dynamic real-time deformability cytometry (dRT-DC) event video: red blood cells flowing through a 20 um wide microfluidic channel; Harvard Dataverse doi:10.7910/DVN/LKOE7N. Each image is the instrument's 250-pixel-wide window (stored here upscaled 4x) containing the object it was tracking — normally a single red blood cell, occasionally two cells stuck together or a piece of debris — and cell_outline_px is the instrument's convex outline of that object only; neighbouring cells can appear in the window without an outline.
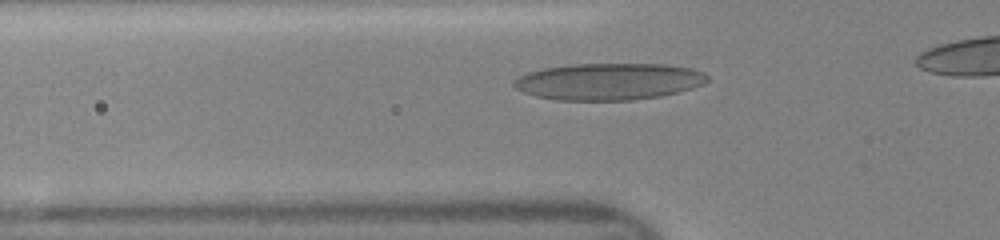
{"species": "human", "species_latin": "Homo sapiens", "temperature_condition": "room temperature", "stored_images_in_passage": 28, "camera_frame_rate_fps": 3000, "um_per_image_px": 0.085, "donor": {"sex": "female"}, "frame": {"image": 1, "passage_image": 5, "time_ms": 1.333, "image_size_px": [1000, 240], "cell_outline_px": [[708, 80], [704, 84], [680, 92], [660, 96], [632, 100], [556, 100], [536, 96], [524, 92], [516, 88], [512, 84], [520, 76], [528, 72], [544, 68], [568, 64], [664, 64], [692, 68], [704, 72], [708, 76]], "centroid_in_image_um": [51.78, 6.92], "position_along_channel_um": 74.0, "area_um2": 41.56}}
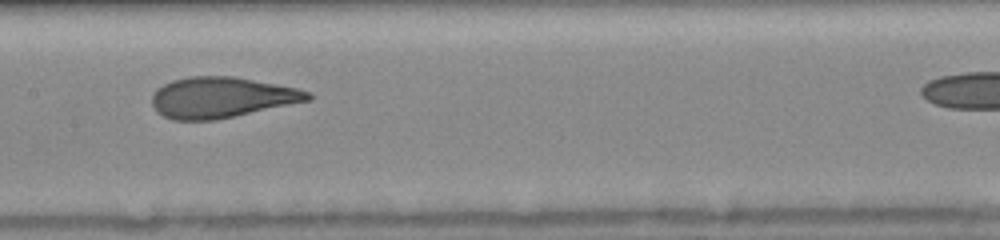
{"frame": {"image": 2, "passage_image": 13, "time_ms": 4.0, "image_size_px": [1000, 240], "cell_outline_px": [[312, 100], [216, 120], [172, 120], [156, 112], [152, 104], [152, 96], [156, 88], [172, 80], [188, 76], [232, 76], [276, 84], [296, 88], [312, 92]], "centroid_in_image_um": [18.82, 8.28], "position_along_channel_um": 188.6, "area_um2": 37.17}}
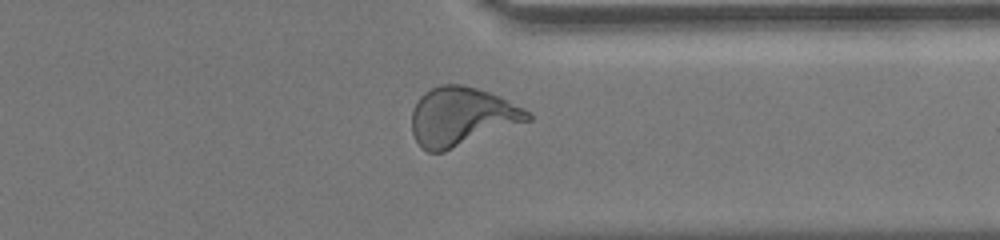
{"frame": {"image": 3, "passage_image": 26, "time_ms": 8.333, "image_size_px": [1000, 240], "cell_outline_px": [[532, 120], [444, 152], [428, 152], [420, 148], [412, 132], [412, 108], [420, 96], [424, 92], [440, 84], [460, 84], [476, 88], [488, 92], [524, 108], [532, 116]], "centroid_in_image_um": [39.21, 9.92], "position_along_channel_um": 372.2, "area_um2": 39.65}}